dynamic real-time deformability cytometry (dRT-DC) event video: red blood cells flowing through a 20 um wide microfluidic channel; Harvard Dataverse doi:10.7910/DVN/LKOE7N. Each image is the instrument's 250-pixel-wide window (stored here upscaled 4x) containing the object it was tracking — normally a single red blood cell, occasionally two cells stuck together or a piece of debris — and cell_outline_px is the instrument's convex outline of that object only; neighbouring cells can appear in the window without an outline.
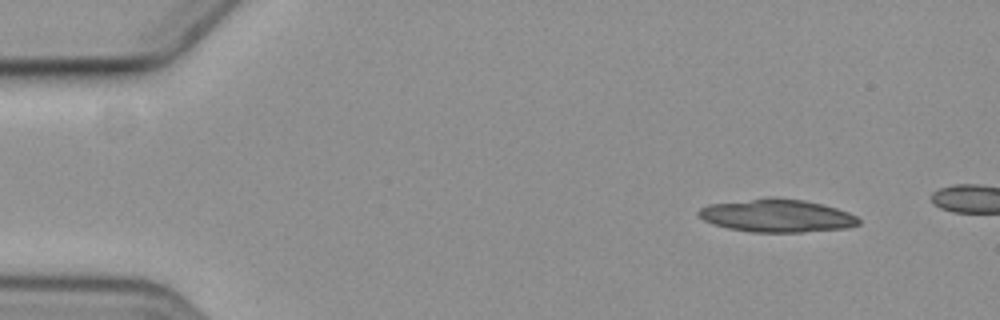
{"species": "common noctule bat (a hibernating species)", "species_latin": "Nyctalus noctula", "temperature_condition": "cold", "stored_images_in_passage": 4, "camera_frame_rate_fps": 3000, "um_per_image_px": 0.085, "animal": {"sex": "female", "body_mass_g": 19.3, "forearm_length_mm": 54.1}, "frame": {"image": 1, "passage_image": 1, "time_ms": 0.0, "image_size_px": [1000, 320], "cell_outline_px": [[860, 224], [848, 228], [804, 232], [752, 232], [728, 228], [704, 220], [696, 212], [700, 208], [708, 204], [772, 196], [776, 196], [804, 200], [836, 208], [848, 212], [856, 216], [860, 220]], "centroid_in_image_um": [66.05, 18.32], "position_along_channel_um": 19.0, "area_um2": 30.87}}